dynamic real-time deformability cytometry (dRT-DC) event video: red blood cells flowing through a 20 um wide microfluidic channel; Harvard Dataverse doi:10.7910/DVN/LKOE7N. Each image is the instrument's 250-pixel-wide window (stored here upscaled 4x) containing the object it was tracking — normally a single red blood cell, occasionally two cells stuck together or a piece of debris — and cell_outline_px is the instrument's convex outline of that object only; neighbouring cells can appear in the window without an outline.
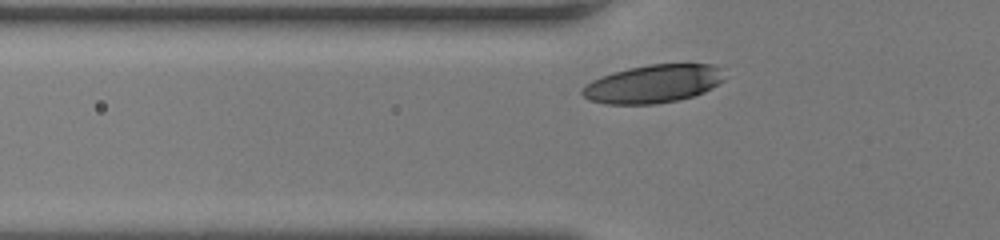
{"species": "human", "species_latin": "Homo sapiens", "temperature_condition": "room temperature", "stored_images_in_passage": 29, "camera_frame_rate_fps": 3000, "um_per_image_px": 0.085, "donor": {"sex": "female"}, "frame": {"image": 1, "passage_image": 5, "time_ms": 1.333, "image_size_px": [1000, 240], "cell_outline_px": [[724, 80], [712, 88], [704, 92], [692, 96], [676, 100], [656, 104], [604, 104], [588, 100], [580, 92], [580, 88], [592, 80], [628, 68], [648, 64], [712, 64], [720, 68]], "centroid_in_image_um": [55.49, 7.13], "position_along_channel_um": 70.3, "area_um2": 31.5}}
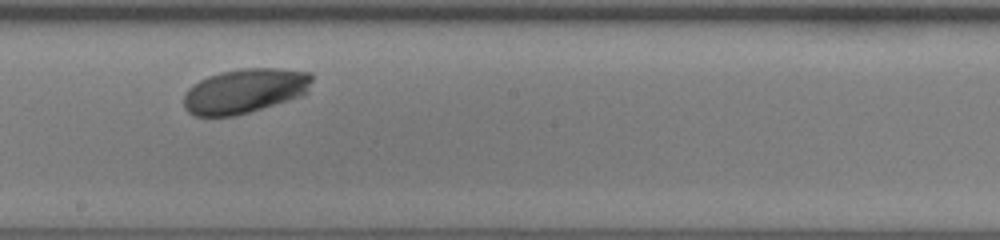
{"frame": {"image": 2, "passage_image": 17, "time_ms": 5.333, "image_size_px": [1000, 240], "cell_outline_px": [[312, 80], [308, 92], [304, 96], [236, 116], [196, 116], [188, 112], [184, 108], [184, 92], [192, 84], [208, 76], [220, 72], [240, 68], [280, 68], [312, 72]], "centroid_in_image_um": [20.83, 7.72], "position_along_channel_um": 227.4, "area_um2": 33.87}}
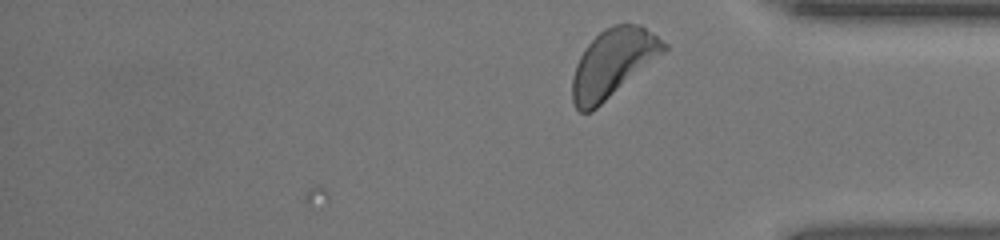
{"frame": {"image": 3, "passage_image": 29, "time_ms": 9.333, "image_size_px": [1000, 240], "cell_outline_px": [[668, 48], [664, 52], [592, 112], [580, 112], [576, 108], [572, 100], [572, 76], [576, 64], [584, 48], [604, 28], [612, 24], [640, 24], [652, 32], [668, 44]], "centroid_in_image_um": [52.08, 5.36], "position_along_channel_um": 383.1, "area_um2": 36.07}, "authors_computed_cell_mechanics": {"area_um2": 32.8882, "velocity_mm_per_s": 3.9905, "shape_relaxation_time_tau1_ms": 1.685, "shape_relaxation_time_tau2_ms": null, "deformation_change_tau1": 0.0901, "deformation_change_tau2": null}}